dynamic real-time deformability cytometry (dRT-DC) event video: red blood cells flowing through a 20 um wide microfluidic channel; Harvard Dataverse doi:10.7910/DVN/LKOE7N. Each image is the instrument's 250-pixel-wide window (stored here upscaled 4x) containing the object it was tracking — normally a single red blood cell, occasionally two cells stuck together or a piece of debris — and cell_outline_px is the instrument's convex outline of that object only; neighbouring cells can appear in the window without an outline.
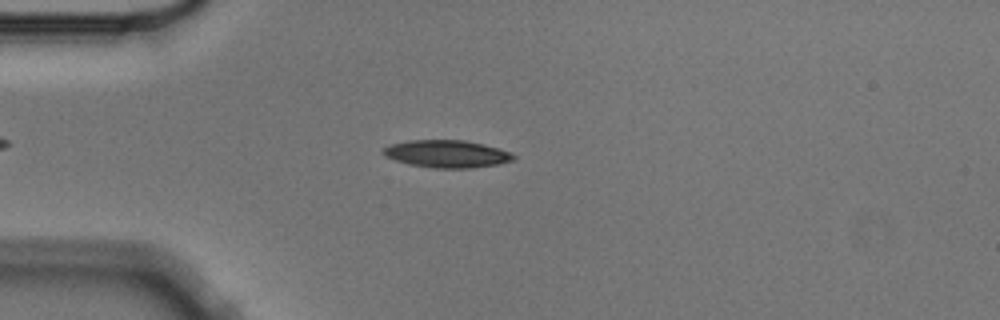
{"species": "Egyptian fruit bat (a non-hibernating species)", "species_latin": "Rousettus aegyptiacus", "temperature_condition": "cold", "stored_images_in_passage": 3, "camera_frame_rate_fps": 3000, "um_per_image_px": 0.085, "animal": {"sex": "male"}, "frame": {"image": 1, "passage_image": 3, "time_ms": 0.667, "image_size_px": [1000, 320], "cell_outline_px": [[516, 156], [512, 160], [500, 164], [472, 168], [432, 168], [408, 164], [384, 156], [380, 152], [384, 148], [392, 144], [408, 140], [464, 140], [512, 152]], "centroid_in_image_um": [37.96, 13.09], "position_along_channel_um": 47.0, "area_um2": 20.81}}